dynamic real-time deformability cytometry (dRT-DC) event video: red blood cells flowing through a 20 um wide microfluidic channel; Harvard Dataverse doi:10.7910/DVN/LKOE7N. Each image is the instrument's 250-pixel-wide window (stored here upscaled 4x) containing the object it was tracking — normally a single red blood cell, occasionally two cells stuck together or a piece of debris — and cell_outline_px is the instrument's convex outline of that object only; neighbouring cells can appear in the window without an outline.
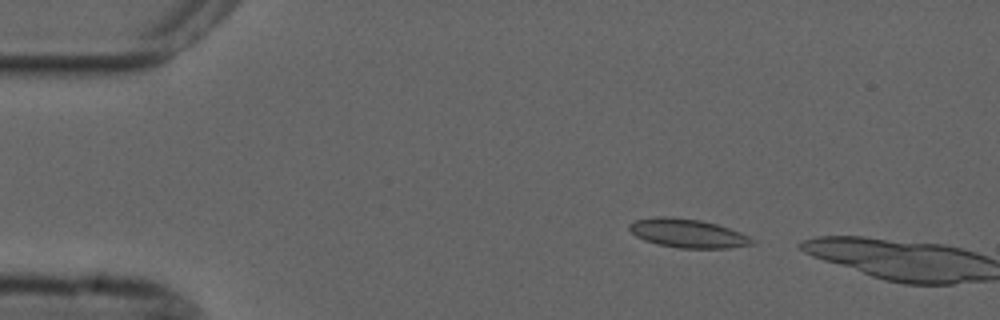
{"species": "common noctule bat (a hibernating species)", "species_latin": "Nyctalus noctula", "temperature_condition": "cold", "stored_images_in_passage": 4, "camera_frame_rate_fps": 3000, "um_per_image_px": 0.085, "animal": {"sex": "male", "forearm_length_mm": 52.5}, "frame": {"image": 1, "passage_image": 2, "time_ms": 0.333, "image_size_px": [1000, 320], "cell_outline_px": [[756, 244], [732, 248], [680, 248], [660, 244], [644, 240], [636, 236], [628, 228], [628, 224], [636, 220], [656, 216], [668, 216], [700, 220], [716, 224], [740, 232], [756, 240]], "centroid_in_image_um": [58.48, 19.83], "position_along_channel_um": 26.5, "area_um2": 20.58}}